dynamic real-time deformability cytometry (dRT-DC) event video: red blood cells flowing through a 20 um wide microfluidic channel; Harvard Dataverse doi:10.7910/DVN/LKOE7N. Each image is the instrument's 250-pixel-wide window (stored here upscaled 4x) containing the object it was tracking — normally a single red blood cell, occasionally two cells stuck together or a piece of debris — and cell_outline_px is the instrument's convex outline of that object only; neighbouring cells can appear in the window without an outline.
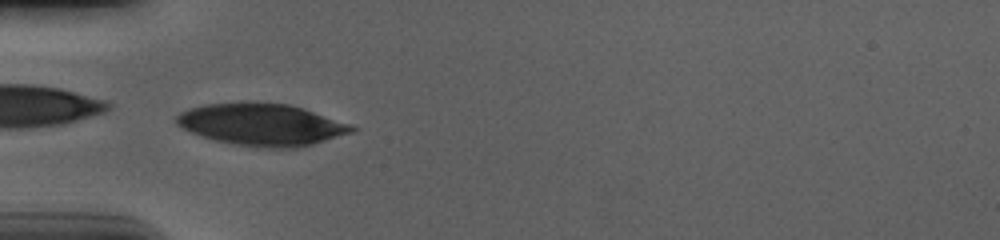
{"species": "human", "species_latin": "Homo sapiens", "temperature_condition": "cold", "stored_images_in_passage": 39, "camera_frame_rate_fps": 3000, "um_per_image_px": 0.085, "donor": {"sex": "male"}, "frame": {"image": 1, "passage_image": 1, "time_ms": 0.0, "image_size_px": [1000, 240], "cell_outline_px": [[356, 128], [352, 132], [312, 144], [296, 148], [268, 148], [236, 144], [216, 140], [192, 132], [176, 124], [176, 116], [180, 112], [204, 104], [244, 100], [288, 104], [304, 108], [352, 124]], "centroid_in_image_um": [22.26, 10.55], "position_along_channel_um": 62.7, "area_um2": 43.06}}
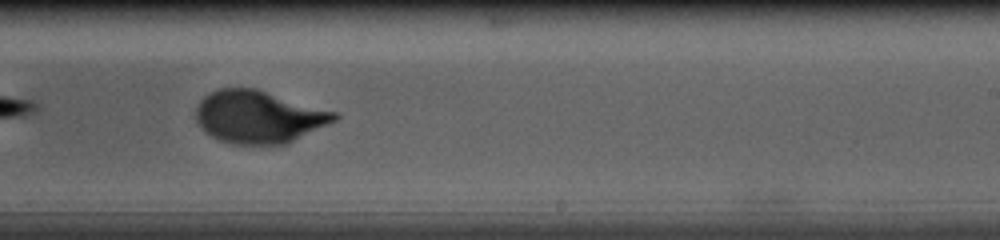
{"frame": {"image": 2, "passage_image": 18, "time_ms": 5.667, "image_size_px": [1000, 240], "cell_outline_px": [[340, 116], [336, 120], [288, 144], [232, 144], [220, 140], [204, 132], [200, 128], [196, 120], [196, 108], [200, 100], [204, 96], [220, 88], [256, 88], [340, 112]], "centroid_in_image_um": [22.02, 9.93], "position_along_channel_um": 267.0, "area_um2": 42.77}}
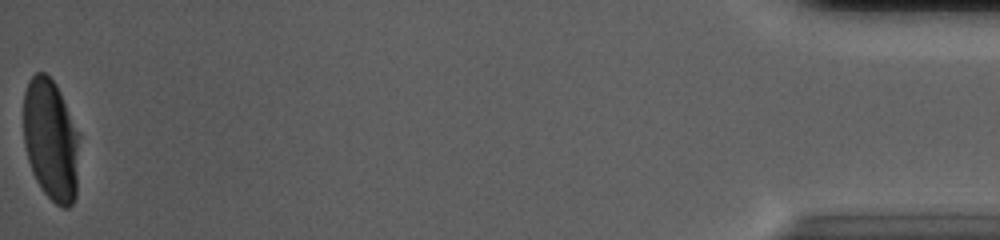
{"frame": {"image": 3, "passage_image": 39, "time_ms": 12.667, "image_size_px": [1000, 240], "cell_outline_px": [[80, 132], [76, 196], [72, 204], [68, 208], [64, 208], [56, 204], [44, 192], [36, 180], [32, 172], [28, 160], [24, 144], [24, 92], [28, 80], [36, 72], [44, 72], [56, 84]], "centroid_in_image_um": [4.34, 11.89], "position_along_channel_um": 430.9, "area_um2": 40.06}, "authors_computed_cell_mechanics": {"area_um2": 42.772, "velocity_mm_per_s": 3.6632, "shape_relaxation_time_tau1_ms": 4.0556, "shape_relaxation_time_tau2_ms": null, "deformation_change_tau1": 0.1687, "deformation_change_tau2": null}}